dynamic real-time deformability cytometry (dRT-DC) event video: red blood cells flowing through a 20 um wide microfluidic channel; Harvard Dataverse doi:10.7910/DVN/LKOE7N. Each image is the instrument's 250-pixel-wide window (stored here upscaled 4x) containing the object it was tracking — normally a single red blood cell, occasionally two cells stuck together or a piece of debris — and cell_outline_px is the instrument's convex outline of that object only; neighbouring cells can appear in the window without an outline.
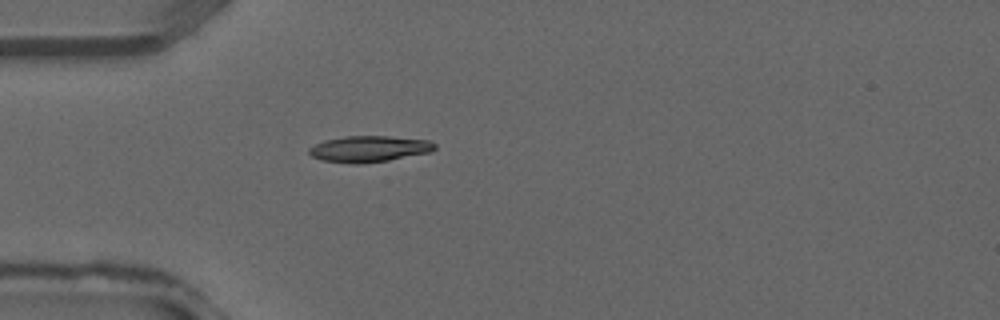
{"species": "common noctule bat (a hibernating species)", "species_latin": "Nyctalus noctula", "temperature_condition": "warm", "stored_images_in_passage": 28, "camera_frame_rate_fps": 3000, "um_per_image_px": 0.085, "animal": {"sex": "male", "forearm_length_mm": 52.5}, "frame": {"image": 1, "passage_image": 1, "time_ms": 0.0, "image_size_px": [1000, 320], "cell_outline_px": [[436, 148], [432, 152], [388, 160], [356, 164], [352, 164], [324, 160], [312, 156], [308, 152], [308, 148], [324, 140], [344, 136], [388, 136], [428, 140], [436, 144]], "centroid_in_image_um": [31.39, 12.65], "position_along_channel_um": 53.6, "area_um2": 19.13}}
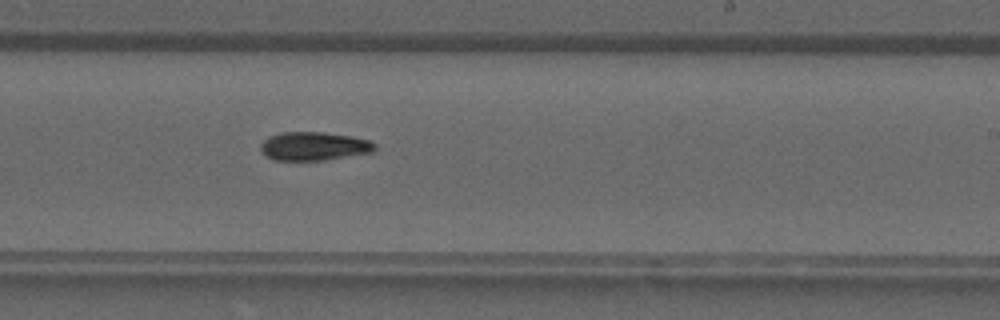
{"frame": {"image": 2, "passage_image": 13, "time_ms": 4.0, "image_size_px": [1000, 320], "cell_outline_px": [[376, 148], [372, 152], [324, 160], [272, 160], [260, 148], [260, 144], [268, 136], [280, 132], [324, 132], [352, 136], [372, 140], [376, 144]], "centroid_in_image_um": [26.71, 12.41], "position_along_channel_um": 262.3, "area_um2": 19.07}}
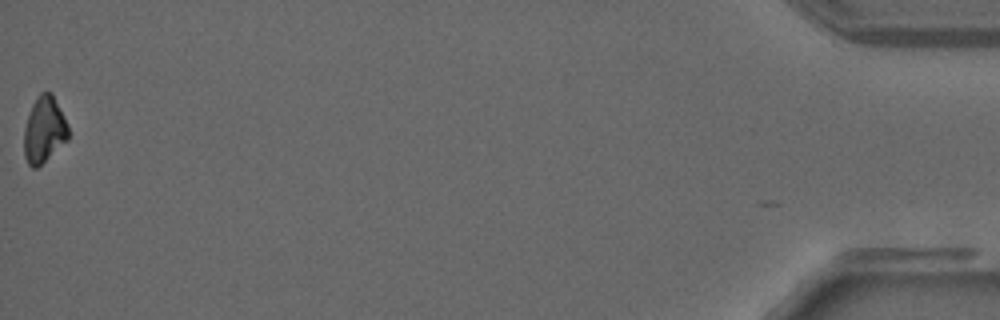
{"frame": {"image": 3, "passage_image": 28, "time_ms": 9.0, "image_size_px": [1000, 320], "cell_outline_px": [[68, 140], [36, 168], [32, 168], [28, 164], [24, 156], [24, 128], [32, 104], [40, 92], [52, 92], [68, 124]], "centroid_in_image_um": [3.75, 11.02], "position_along_channel_um": 431.4, "area_um2": 17.05}}